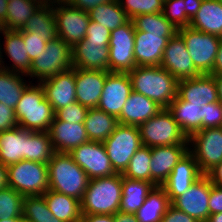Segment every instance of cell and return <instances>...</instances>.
<instances>
[{
  "mask_svg": "<svg viewBox=\"0 0 222 222\" xmlns=\"http://www.w3.org/2000/svg\"><path fill=\"white\" fill-rule=\"evenodd\" d=\"M132 83V90L152 101L162 108L176 99L177 80L161 66H136L128 73Z\"/></svg>",
  "mask_w": 222,
  "mask_h": 222,
  "instance_id": "6da1fadb",
  "label": "cell"
},
{
  "mask_svg": "<svg viewBox=\"0 0 222 222\" xmlns=\"http://www.w3.org/2000/svg\"><path fill=\"white\" fill-rule=\"evenodd\" d=\"M30 84L14 109L18 126L32 132H48L55 118L54 109L45 98L40 83L35 86Z\"/></svg>",
  "mask_w": 222,
  "mask_h": 222,
  "instance_id": "7a4b0ae2",
  "label": "cell"
},
{
  "mask_svg": "<svg viewBox=\"0 0 222 222\" xmlns=\"http://www.w3.org/2000/svg\"><path fill=\"white\" fill-rule=\"evenodd\" d=\"M122 182L121 173L90 179L80 202L81 214L114 215L117 213L122 196Z\"/></svg>",
  "mask_w": 222,
  "mask_h": 222,
  "instance_id": "3957f363",
  "label": "cell"
},
{
  "mask_svg": "<svg viewBox=\"0 0 222 222\" xmlns=\"http://www.w3.org/2000/svg\"><path fill=\"white\" fill-rule=\"evenodd\" d=\"M48 166L49 189L81 202L89 177L68 153H55Z\"/></svg>",
  "mask_w": 222,
  "mask_h": 222,
  "instance_id": "277c9868",
  "label": "cell"
},
{
  "mask_svg": "<svg viewBox=\"0 0 222 222\" xmlns=\"http://www.w3.org/2000/svg\"><path fill=\"white\" fill-rule=\"evenodd\" d=\"M142 144L156 146L189 144L188 137L174 120L168 108L138 126Z\"/></svg>",
  "mask_w": 222,
  "mask_h": 222,
  "instance_id": "5b68a950",
  "label": "cell"
},
{
  "mask_svg": "<svg viewBox=\"0 0 222 222\" xmlns=\"http://www.w3.org/2000/svg\"><path fill=\"white\" fill-rule=\"evenodd\" d=\"M9 187L25 196H41L49 189L48 166L21 160L7 166Z\"/></svg>",
  "mask_w": 222,
  "mask_h": 222,
  "instance_id": "8992f818",
  "label": "cell"
},
{
  "mask_svg": "<svg viewBox=\"0 0 222 222\" xmlns=\"http://www.w3.org/2000/svg\"><path fill=\"white\" fill-rule=\"evenodd\" d=\"M72 47L61 38L47 42L45 51L31 61L30 71L26 76L35 77L38 83L72 69Z\"/></svg>",
  "mask_w": 222,
  "mask_h": 222,
  "instance_id": "52a82bcc",
  "label": "cell"
},
{
  "mask_svg": "<svg viewBox=\"0 0 222 222\" xmlns=\"http://www.w3.org/2000/svg\"><path fill=\"white\" fill-rule=\"evenodd\" d=\"M112 168L123 173L135 152L143 145L138 126L118 124L103 142Z\"/></svg>",
  "mask_w": 222,
  "mask_h": 222,
  "instance_id": "ba28073f",
  "label": "cell"
},
{
  "mask_svg": "<svg viewBox=\"0 0 222 222\" xmlns=\"http://www.w3.org/2000/svg\"><path fill=\"white\" fill-rule=\"evenodd\" d=\"M187 51L200 74H212L221 38L195 30L191 27L178 29Z\"/></svg>",
  "mask_w": 222,
  "mask_h": 222,
  "instance_id": "9c48e42d",
  "label": "cell"
},
{
  "mask_svg": "<svg viewBox=\"0 0 222 222\" xmlns=\"http://www.w3.org/2000/svg\"><path fill=\"white\" fill-rule=\"evenodd\" d=\"M135 27L130 19L111 31L109 40V72L129 73L136 67L134 57Z\"/></svg>",
  "mask_w": 222,
  "mask_h": 222,
  "instance_id": "30bf717a",
  "label": "cell"
},
{
  "mask_svg": "<svg viewBox=\"0 0 222 222\" xmlns=\"http://www.w3.org/2000/svg\"><path fill=\"white\" fill-rule=\"evenodd\" d=\"M188 141L189 152L202 174L222 162V127L201 129L193 133Z\"/></svg>",
  "mask_w": 222,
  "mask_h": 222,
  "instance_id": "8fae6325",
  "label": "cell"
},
{
  "mask_svg": "<svg viewBox=\"0 0 222 222\" xmlns=\"http://www.w3.org/2000/svg\"><path fill=\"white\" fill-rule=\"evenodd\" d=\"M55 3H53V12L57 22V37L73 47L75 44L85 39L90 22L89 14L79 8L69 5L67 2Z\"/></svg>",
  "mask_w": 222,
  "mask_h": 222,
  "instance_id": "7c38bea8",
  "label": "cell"
},
{
  "mask_svg": "<svg viewBox=\"0 0 222 222\" xmlns=\"http://www.w3.org/2000/svg\"><path fill=\"white\" fill-rule=\"evenodd\" d=\"M68 154L86 172L89 179L116 174L103 142L89 141L73 148Z\"/></svg>",
  "mask_w": 222,
  "mask_h": 222,
  "instance_id": "4fadbf2b",
  "label": "cell"
},
{
  "mask_svg": "<svg viewBox=\"0 0 222 222\" xmlns=\"http://www.w3.org/2000/svg\"><path fill=\"white\" fill-rule=\"evenodd\" d=\"M210 192L211 182L203 174L183 195L177 197L171 204L199 222H207L210 215L208 205Z\"/></svg>",
  "mask_w": 222,
  "mask_h": 222,
  "instance_id": "5bb4252c",
  "label": "cell"
},
{
  "mask_svg": "<svg viewBox=\"0 0 222 222\" xmlns=\"http://www.w3.org/2000/svg\"><path fill=\"white\" fill-rule=\"evenodd\" d=\"M160 66L174 76L177 81L201 75L196 70L186 44L178 33L168 40Z\"/></svg>",
  "mask_w": 222,
  "mask_h": 222,
  "instance_id": "9a60e30c",
  "label": "cell"
},
{
  "mask_svg": "<svg viewBox=\"0 0 222 222\" xmlns=\"http://www.w3.org/2000/svg\"><path fill=\"white\" fill-rule=\"evenodd\" d=\"M131 92L132 83L128 73L110 72L106 76L97 108L117 118Z\"/></svg>",
  "mask_w": 222,
  "mask_h": 222,
  "instance_id": "2e32d148",
  "label": "cell"
},
{
  "mask_svg": "<svg viewBox=\"0 0 222 222\" xmlns=\"http://www.w3.org/2000/svg\"><path fill=\"white\" fill-rule=\"evenodd\" d=\"M189 144L156 146L151 148L150 182L162 186L176 164L189 151Z\"/></svg>",
  "mask_w": 222,
  "mask_h": 222,
  "instance_id": "e0dca14e",
  "label": "cell"
},
{
  "mask_svg": "<svg viewBox=\"0 0 222 222\" xmlns=\"http://www.w3.org/2000/svg\"><path fill=\"white\" fill-rule=\"evenodd\" d=\"M203 174L194 156L188 151L176 164L167 180L161 186L167 193L170 203L183 195Z\"/></svg>",
  "mask_w": 222,
  "mask_h": 222,
  "instance_id": "ac0fdd59",
  "label": "cell"
},
{
  "mask_svg": "<svg viewBox=\"0 0 222 222\" xmlns=\"http://www.w3.org/2000/svg\"><path fill=\"white\" fill-rule=\"evenodd\" d=\"M54 112L76 102L75 67L40 82Z\"/></svg>",
  "mask_w": 222,
  "mask_h": 222,
  "instance_id": "d6986e66",
  "label": "cell"
},
{
  "mask_svg": "<svg viewBox=\"0 0 222 222\" xmlns=\"http://www.w3.org/2000/svg\"><path fill=\"white\" fill-rule=\"evenodd\" d=\"M177 96L183 101L200 106L218 102L214 77L211 74H201L195 78L178 81Z\"/></svg>",
  "mask_w": 222,
  "mask_h": 222,
  "instance_id": "ffe728a7",
  "label": "cell"
},
{
  "mask_svg": "<svg viewBox=\"0 0 222 222\" xmlns=\"http://www.w3.org/2000/svg\"><path fill=\"white\" fill-rule=\"evenodd\" d=\"M109 43L87 41L72 47V66L87 70L109 72Z\"/></svg>",
  "mask_w": 222,
  "mask_h": 222,
  "instance_id": "44dd1931",
  "label": "cell"
},
{
  "mask_svg": "<svg viewBox=\"0 0 222 222\" xmlns=\"http://www.w3.org/2000/svg\"><path fill=\"white\" fill-rule=\"evenodd\" d=\"M109 73L75 67L76 101L88 108H97Z\"/></svg>",
  "mask_w": 222,
  "mask_h": 222,
  "instance_id": "7402d4cb",
  "label": "cell"
},
{
  "mask_svg": "<svg viewBox=\"0 0 222 222\" xmlns=\"http://www.w3.org/2000/svg\"><path fill=\"white\" fill-rule=\"evenodd\" d=\"M48 132L57 153H69L73 148L89 142L84 123L71 124L55 117Z\"/></svg>",
  "mask_w": 222,
  "mask_h": 222,
  "instance_id": "603a6c76",
  "label": "cell"
},
{
  "mask_svg": "<svg viewBox=\"0 0 222 222\" xmlns=\"http://www.w3.org/2000/svg\"><path fill=\"white\" fill-rule=\"evenodd\" d=\"M161 34L135 31L134 57L136 66H160L168 40Z\"/></svg>",
  "mask_w": 222,
  "mask_h": 222,
  "instance_id": "cb8c5ba5",
  "label": "cell"
},
{
  "mask_svg": "<svg viewBox=\"0 0 222 222\" xmlns=\"http://www.w3.org/2000/svg\"><path fill=\"white\" fill-rule=\"evenodd\" d=\"M162 109L156 102L132 90L117 121L122 125L139 126Z\"/></svg>",
  "mask_w": 222,
  "mask_h": 222,
  "instance_id": "d4e9b609",
  "label": "cell"
},
{
  "mask_svg": "<svg viewBox=\"0 0 222 222\" xmlns=\"http://www.w3.org/2000/svg\"><path fill=\"white\" fill-rule=\"evenodd\" d=\"M27 160V130L19 126L0 132V162L6 166Z\"/></svg>",
  "mask_w": 222,
  "mask_h": 222,
  "instance_id": "484cf974",
  "label": "cell"
},
{
  "mask_svg": "<svg viewBox=\"0 0 222 222\" xmlns=\"http://www.w3.org/2000/svg\"><path fill=\"white\" fill-rule=\"evenodd\" d=\"M2 33L3 36L5 35V54L8 56L9 59H11V62H13V64L11 65L12 69L9 68V66L7 67V65H3L0 68L27 75L30 71L31 60L24 45L22 32L20 30L17 31L3 29Z\"/></svg>",
  "mask_w": 222,
  "mask_h": 222,
  "instance_id": "4316f807",
  "label": "cell"
},
{
  "mask_svg": "<svg viewBox=\"0 0 222 222\" xmlns=\"http://www.w3.org/2000/svg\"><path fill=\"white\" fill-rule=\"evenodd\" d=\"M189 27L222 38L221 0H203Z\"/></svg>",
  "mask_w": 222,
  "mask_h": 222,
  "instance_id": "83f0119b",
  "label": "cell"
},
{
  "mask_svg": "<svg viewBox=\"0 0 222 222\" xmlns=\"http://www.w3.org/2000/svg\"><path fill=\"white\" fill-rule=\"evenodd\" d=\"M154 187L152 182L129 179L123 176L119 211L135 214Z\"/></svg>",
  "mask_w": 222,
  "mask_h": 222,
  "instance_id": "f1b7e54d",
  "label": "cell"
},
{
  "mask_svg": "<svg viewBox=\"0 0 222 222\" xmlns=\"http://www.w3.org/2000/svg\"><path fill=\"white\" fill-rule=\"evenodd\" d=\"M202 106L181 100L178 96L168 106L174 120L189 138L193 133L202 129Z\"/></svg>",
  "mask_w": 222,
  "mask_h": 222,
  "instance_id": "f546056e",
  "label": "cell"
},
{
  "mask_svg": "<svg viewBox=\"0 0 222 222\" xmlns=\"http://www.w3.org/2000/svg\"><path fill=\"white\" fill-rule=\"evenodd\" d=\"M53 216L63 222H79L81 220L80 201L68 195L48 189L43 195Z\"/></svg>",
  "mask_w": 222,
  "mask_h": 222,
  "instance_id": "4dcf8cb0",
  "label": "cell"
},
{
  "mask_svg": "<svg viewBox=\"0 0 222 222\" xmlns=\"http://www.w3.org/2000/svg\"><path fill=\"white\" fill-rule=\"evenodd\" d=\"M84 125L89 141L104 142L114 132L118 121L98 108H89Z\"/></svg>",
  "mask_w": 222,
  "mask_h": 222,
  "instance_id": "1f68e13d",
  "label": "cell"
},
{
  "mask_svg": "<svg viewBox=\"0 0 222 222\" xmlns=\"http://www.w3.org/2000/svg\"><path fill=\"white\" fill-rule=\"evenodd\" d=\"M20 31L43 35L47 42L55 39L58 36V30L53 4L41 5Z\"/></svg>",
  "mask_w": 222,
  "mask_h": 222,
  "instance_id": "d6a6232c",
  "label": "cell"
},
{
  "mask_svg": "<svg viewBox=\"0 0 222 222\" xmlns=\"http://www.w3.org/2000/svg\"><path fill=\"white\" fill-rule=\"evenodd\" d=\"M170 204L166 191L155 186L135 213L136 218L139 222H161Z\"/></svg>",
  "mask_w": 222,
  "mask_h": 222,
  "instance_id": "836d02e7",
  "label": "cell"
},
{
  "mask_svg": "<svg viewBox=\"0 0 222 222\" xmlns=\"http://www.w3.org/2000/svg\"><path fill=\"white\" fill-rule=\"evenodd\" d=\"M90 20L99 23L110 32L121 25L126 24L130 18L119 5L118 0H112L108 3L97 5L88 12Z\"/></svg>",
  "mask_w": 222,
  "mask_h": 222,
  "instance_id": "e575fe53",
  "label": "cell"
},
{
  "mask_svg": "<svg viewBox=\"0 0 222 222\" xmlns=\"http://www.w3.org/2000/svg\"><path fill=\"white\" fill-rule=\"evenodd\" d=\"M41 6L35 0H10L7 5L6 20L2 23L3 29L21 30Z\"/></svg>",
  "mask_w": 222,
  "mask_h": 222,
  "instance_id": "d590c367",
  "label": "cell"
},
{
  "mask_svg": "<svg viewBox=\"0 0 222 222\" xmlns=\"http://www.w3.org/2000/svg\"><path fill=\"white\" fill-rule=\"evenodd\" d=\"M24 74L0 68V102L15 109L24 89L29 85L21 77Z\"/></svg>",
  "mask_w": 222,
  "mask_h": 222,
  "instance_id": "8d00e7d4",
  "label": "cell"
},
{
  "mask_svg": "<svg viewBox=\"0 0 222 222\" xmlns=\"http://www.w3.org/2000/svg\"><path fill=\"white\" fill-rule=\"evenodd\" d=\"M55 153L49 132L27 130V160L48 164Z\"/></svg>",
  "mask_w": 222,
  "mask_h": 222,
  "instance_id": "74e56055",
  "label": "cell"
},
{
  "mask_svg": "<svg viewBox=\"0 0 222 222\" xmlns=\"http://www.w3.org/2000/svg\"><path fill=\"white\" fill-rule=\"evenodd\" d=\"M135 31L161 34V37H174L178 29L161 13L141 14L132 19Z\"/></svg>",
  "mask_w": 222,
  "mask_h": 222,
  "instance_id": "f35d334b",
  "label": "cell"
},
{
  "mask_svg": "<svg viewBox=\"0 0 222 222\" xmlns=\"http://www.w3.org/2000/svg\"><path fill=\"white\" fill-rule=\"evenodd\" d=\"M22 217L24 222H63L53 216L42 195L24 197Z\"/></svg>",
  "mask_w": 222,
  "mask_h": 222,
  "instance_id": "ab89813d",
  "label": "cell"
},
{
  "mask_svg": "<svg viewBox=\"0 0 222 222\" xmlns=\"http://www.w3.org/2000/svg\"><path fill=\"white\" fill-rule=\"evenodd\" d=\"M151 148L142 145L130 159L122 176L150 182Z\"/></svg>",
  "mask_w": 222,
  "mask_h": 222,
  "instance_id": "60d3db41",
  "label": "cell"
},
{
  "mask_svg": "<svg viewBox=\"0 0 222 222\" xmlns=\"http://www.w3.org/2000/svg\"><path fill=\"white\" fill-rule=\"evenodd\" d=\"M24 196L11 187L0 190V219L23 218Z\"/></svg>",
  "mask_w": 222,
  "mask_h": 222,
  "instance_id": "b9f144b4",
  "label": "cell"
},
{
  "mask_svg": "<svg viewBox=\"0 0 222 222\" xmlns=\"http://www.w3.org/2000/svg\"><path fill=\"white\" fill-rule=\"evenodd\" d=\"M118 2L127 16L132 20L141 14L161 13L163 11L164 0H118Z\"/></svg>",
  "mask_w": 222,
  "mask_h": 222,
  "instance_id": "7bdbcfd3",
  "label": "cell"
},
{
  "mask_svg": "<svg viewBox=\"0 0 222 222\" xmlns=\"http://www.w3.org/2000/svg\"><path fill=\"white\" fill-rule=\"evenodd\" d=\"M162 14L177 29L190 25L184 0H164Z\"/></svg>",
  "mask_w": 222,
  "mask_h": 222,
  "instance_id": "ee69618b",
  "label": "cell"
},
{
  "mask_svg": "<svg viewBox=\"0 0 222 222\" xmlns=\"http://www.w3.org/2000/svg\"><path fill=\"white\" fill-rule=\"evenodd\" d=\"M89 108L81 105L79 102H74L67 105L55 112V117L60 121H65L68 123H84L86 114Z\"/></svg>",
  "mask_w": 222,
  "mask_h": 222,
  "instance_id": "f6af8a7d",
  "label": "cell"
},
{
  "mask_svg": "<svg viewBox=\"0 0 222 222\" xmlns=\"http://www.w3.org/2000/svg\"><path fill=\"white\" fill-rule=\"evenodd\" d=\"M202 129L222 127V104L218 101L202 106Z\"/></svg>",
  "mask_w": 222,
  "mask_h": 222,
  "instance_id": "bcb514c9",
  "label": "cell"
},
{
  "mask_svg": "<svg viewBox=\"0 0 222 222\" xmlns=\"http://www.w3.org/2000/svg\"><path fill=\"white\" fill-rule=\"evenodd\" d=\"M24 45L31 61L39 57V54L46 49L47 41L43 35L32 32H22Z\"/></svg>",
  "mask_w": 222,
  "mask_h": 222,
  "instance_id": "7dc6e473",
  "label": "cell"
},
{
  "mask_svg": "<svg viewBox=\"0 0 222 222\" xmlns=\"http://www.w3.org/2000/svg\"><path fill=\"white\" fill-rule=\"evenodd\" d=\"M111 32L99 23L90 20L85 39L87 41H96L102 43H109Z\"/></svg>",
  "mask_w": 222,
  "mask_h": 222,
  "instance_id": "c3c4849f",
  "label": "cell"
},
{
  "mask_svg": "<svg viewBox=\"0 0 222 222\" xmlns=\"http://www.w3.org/2000/svg\"><path fill=\"white\" fill-rule=\"evenodd\" d=\"M18 126L15 110L0 102V132L13 129Z\"/></svg>",
  "mask_w": 222,
  "mask_h": 222,
  "instance_id": "681fc988",
  "label": "cell"
},
{
  "mask_svg": "<svg viewBox=\"0 0 222 222\" xmlns=\"http://www.w3.org/2000/svg\"><path fill=\"white\" fill-rule=\"evenodd\" d=\"M161 222H199L193 217H190L185 212L177 209L172 204L167 208L166 213L163 215Z\"/></svg>",
  "mask_w": 222,
  "mask_h": 222,
  "instance_id": "f907efd6",
  "label": "cell"
},
{
  "mask_svg": "<svg viewBox=\"0 0 222 222\" xmlns=\"http://www.w3.org/2000/svg\"><path fill=\"white\" fill-rule=\"evenodd\" d=\"M210 215L222 212V187L211 183V192L208 201Z\"/></svg>",
  "mask_w": 222,
  "mask_h": 222,
  "instance_id": "816d5d0a",
  "label": "cell"
},
{
  "mask_svg": "<svg viewBox=\"0 0 222 222\" xmlns=\"http://www.w3.org/2000/svg\"><path fill=\"white\" fill-rule=\"evenodd\" d=\"M112 0H67L66 2L76 8L81 9L82 11L89 12L97 5L108 3Z\"/></svg>",
  "mask_w": 222,
  "mask_h": 222,
  "instance_id": "f5cc1de1",
  "label": "cell"
},
{
  "mask_svg": "<svg viewBox=\"0 0 222 222\" xmlns=\"http://www.w3.org/2000/svg\"><path fill=\"white\" fill-rule=\"evenodd\" d=\"M79 222H115L114 215L82 214Z\"/></svg>",
  "mask_w": 222,
  "mask_h": 222,
  "instance_id": "db71d44e",
  "label": "cell"
},
{
  "mask_svg": "<svg viewBox=\"0 0 222 222\" xmlns=\"http://www.w3.org/2000/svg\"><path fill=\"white\" fill-rule=\"evenodd\" d=\"M213 185L222 187V162L205 174Z\"/></svg>",
  "mask_w": 222,
  "mask_h": 222,
  "instance_id": "11a10c76",
  "label": "cell"
},
{
  "mask_svg": "<svg viewBox=\"0 0 222 222\" xmlns=\"http://www.w3.org/2000/svg\"><path fill=\"white\" fill-rule=\"evenodd\" d=\"M203 0H184L186 6V16L191 21L198 10Z\"/></svg>",
  "mask_w": 222,
  "mask_h": 222,
  "instance_id": "9f6ffc18",
  "label": "cell"
},
{
  "mask_svg": "<svg viewBox=\"0 0 222 222\" xmlns=\"http://www.w3.org/2000/svg\"><path fill=\"white\" fill-rule=\"evenodd\" d=\"M211 75L222 76V38L219 45V50L215 58V64L213 66V72Z\"/></svg>",
  "mask_w": 222,
  "mask_h": 222,
  "instance_id": "6f0895ef",
  "label": "cell"
},
{
  "mask_svg": "<svg viewBox=\"0 0 222 222\" xmlns=\"http://www.w3.org/2000/svg\"><path fill=\"white\" fill-rule=\"evenodd\" d=\"M115 222H139L135 214L123 213L118 211L114 214Z\"/></svg>",
  "mask_w": 222,
  "mask_h": 222,
  "instance_id": "680465c9",
  "label": "cell"
},
{
  "mask_svg": "<svg viewBox=\"0 0 222 222\" xmlns=\"http://www.w3.org/2000/svg\"><path fill=\"white\" fill-rule=\"evenodd\" d=\"M9 186L7 166L0 162V190Z\"/></svg>",
  "mask_w": 222,
  "mask_h": 222,
  "instance_id": "91938a15",
  "label": "cell"
},
{
  "mask_svg": "<svg viewBox=\"0 0 222 222\" xmlns=\"http://www.w3.org/2000/svg\"><path fill=\"white\" fill-rule=\"evenodd\" d=\"M7 5V0H0V23H3L6 20Z\"/></svg>",
  "mask_w": 222,
  "mask_h": 222,
  "instance_id": "94428289",
  "label": "cell"
},
{
  "mask_svg": "<svg viewBox=\"0 0 222 222\" xmlns=\"http://www.w3.org/2000/svg\"><path fill=\"white\" fill-rule=\"evenodd\" d=\"M217 85L218 101L222 104V76L212 75Z\"/></svg>",
  "mask_w": 222,
  "mask_h": 222,
  "instance_id": "6125c7cd",
  "label": "cell"
},
{
  "mask_svg": "<svg viewBox=\"0 0 222 222\" xmlns=\"http://www.w3.org/2000/svg\"><path fill=\"white\" fill-rule=\"evenodd\" d=\"M207 222H222V212L209 215Z\"/></svg>",
  "mask_w": 222,
  "mask_h": 222,
  "instance_id": "be15d7a7",
  "label": "cell"
},
{
  "mask_svg": "<svg viewBox=\"0 0 222 222\" xmlns=\"http://www.w3.org/2000/svg\"><path fill=\"white\" fill-rule=\"evenodd\" d=\"M0 222H24L23 218L0 219Z\"/></svg>",
  "mask_w": 222,
  "mask_h": 222,
  "instance_id": "e7e4bbea",
  "label": "cell"
},
{
  "mask_svg": "<svg viewBox=\"0 0 222 222\" xmlns=\"http://www.w3.org/2000/svg\"><path fill=\"white\" fill-rule=\"evenodd\" d=\"M36 2H38L41 5H50L53 4V1L51 0H35Z\"/></svg>",
  "mask_w": 222,
  "mask_h": 222,
  "instance_id": "03108f58",
  "label": "cell"
},
{
  "mask_svg": "<svg viewBox=\"0 0 222 222\" xmlns=\"http://www.w3.org/2000/svg\"><path fill=\"white\" fill-rule=\"evenodd\" d=\"M1 42V41H0ZM0 45H1V43H0ZM2 47V45L0 46V67L4 64V61L2 60L3 59V56L1 55L2 54V52L3 51H1V48ZM2 58V59H1ZM3 63V64H2Z\"/></svg>",
  "mask_w": 222,
  "mask_h": 222,
  "instance_id": "003e7915",
  "label": "cell"
},
{
  "mask_svg": "<svg viewBox=\"0 0 222 222\" xmlns=\"http://www.w3.org/2000/svg\"><path fill=\"white\" fill-rule=\"evenodd\" d=\"M52 1V0H51ZM67 0H53V3L55 2H66Z\"/></svg>",
  "mask_w": 222,
  "mask_h": 222,
  "instance_id": "a7ac6f4b",
  "label": "cell"
},
{
  "mask_svg": "<svg viewBox=\"0 0 222 222\" xmlns=\"http://www.w3.org/2000/svg\"><path fill=\"white\" fill-rule=\"evenodd\" d=\"M3 31V26H2V23H0V33H2Z\"/></svg>",
  "mask_w": 222,
  "mask_h": 222,
  "instance_id": "89a4df30",
  "label": "cell"
}]
</instances>
